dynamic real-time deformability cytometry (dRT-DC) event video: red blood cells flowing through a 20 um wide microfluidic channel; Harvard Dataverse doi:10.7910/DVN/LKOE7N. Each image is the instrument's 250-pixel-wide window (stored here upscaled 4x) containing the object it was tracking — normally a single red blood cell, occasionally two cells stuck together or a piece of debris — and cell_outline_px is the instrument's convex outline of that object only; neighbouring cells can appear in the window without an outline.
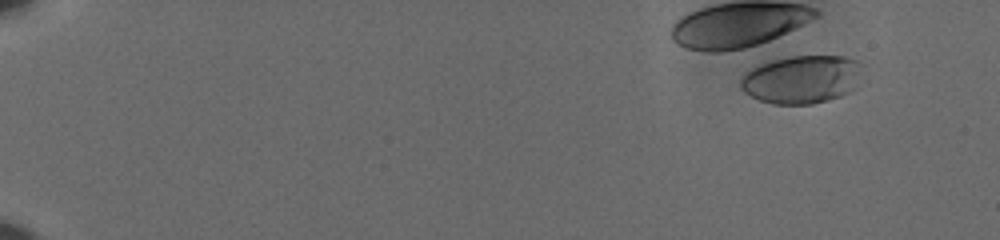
{"species": "human", "species_latin": "Homo sapiens", "temperature_condition": "cold", "stored_images_in_passage": 23, "camera_frame_rate_fps": 3000, "um_per_image_px": 0.085, "donor": {"sex": "male"}, "frame": {"image": 1, "passage_image": 7, "time_ms": 2.0, "image_size_px": [1000, 240], "cell_outline_px": [[864, 64], [856, 88], [852, 92], [828, 100], [812, 104], [772, 104], [760, 100], [744, 92], [740, 88], [740, 80], [752, 68], [760, 64], [772, 60], [792, 56], [844, 56], [860, 60]], "centroid_in_image_um": [68.22, 6.74], "position_along_channel_um": 16.8, "area_um2": 34.51}}